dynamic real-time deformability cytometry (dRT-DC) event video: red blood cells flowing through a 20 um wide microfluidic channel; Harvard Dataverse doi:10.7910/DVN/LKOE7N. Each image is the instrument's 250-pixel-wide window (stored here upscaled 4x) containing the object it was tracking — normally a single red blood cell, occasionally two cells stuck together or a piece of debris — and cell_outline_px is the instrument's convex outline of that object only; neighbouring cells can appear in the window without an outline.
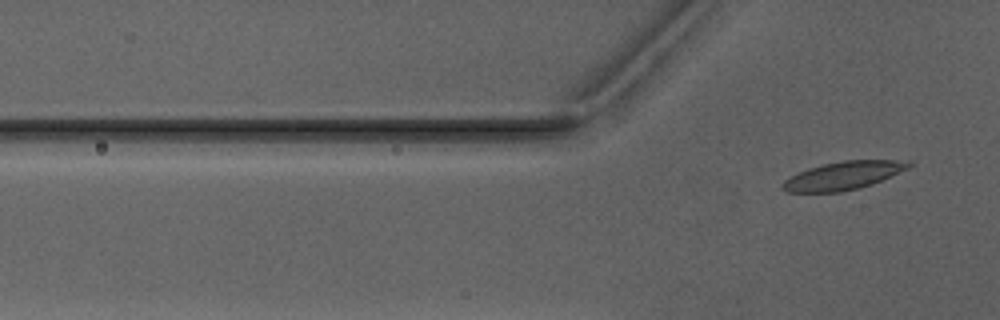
{"species": "Egyptian fruit bat (a non-hibernating species)", "species_latin": "Rousettus aegyptiacus", "temperature_condition": "warm", "stored_images_in_passage": 2, "camera_frame_rate_fps": 3000, "um_per_image_px": 0.085, "animal": {"sex": "male"}, "frame": {"image": 1, "passage_image": 2, "time_ms": 2.333, "image_size_px": [1000, 320], "cell_outline_px": [[912, 164], [908, 168], [872, 184], [860, 188], [840, 192], [784, 192], [780, 188], [780, 184], [784, 180], [808, 168], [824, 164], [844, 160], [912, 160]], "centroid_in_image_um": [71.66, 14.93], "position_along_channel_um": 54.1, "area_um2": 20.69}}